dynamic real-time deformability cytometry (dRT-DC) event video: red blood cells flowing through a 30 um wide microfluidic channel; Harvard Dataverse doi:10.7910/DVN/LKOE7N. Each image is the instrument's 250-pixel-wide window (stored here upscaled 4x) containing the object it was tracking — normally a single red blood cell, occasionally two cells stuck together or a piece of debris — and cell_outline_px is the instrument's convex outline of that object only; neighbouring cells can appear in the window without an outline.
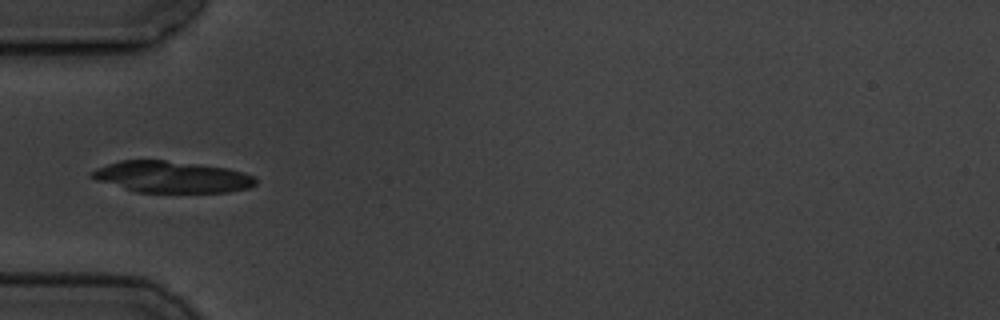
{"species": "common noctule bat (a hibernating species)", "species_latin": "Nyctalus noctula", "temperature_condition": "cold", "stored_images_in_passage": 4, "camera_frame_rate_fps": 3000, "um_per_image_px": 0.085, "animal": {"sex": "male", "body_mass_g": 19.5, "forearm_length_mm": 54.6}, "frame": {"image": 1, "passage_image": 4, "time_ms": 3.333, "image_size_px": [1000, 320], "cell_outline_px": [[256, 184], [248, 188], [228, 192], [136, 192], [96, 180], [88, 176], [96, 168], [120, 160], [164, 160], [228, 168], [244, 172], [256, 176]], "centroid_in_image_um": [14.61, 15.04], "position_along_channel_um": 70.4, "area_um2": 30.06}}